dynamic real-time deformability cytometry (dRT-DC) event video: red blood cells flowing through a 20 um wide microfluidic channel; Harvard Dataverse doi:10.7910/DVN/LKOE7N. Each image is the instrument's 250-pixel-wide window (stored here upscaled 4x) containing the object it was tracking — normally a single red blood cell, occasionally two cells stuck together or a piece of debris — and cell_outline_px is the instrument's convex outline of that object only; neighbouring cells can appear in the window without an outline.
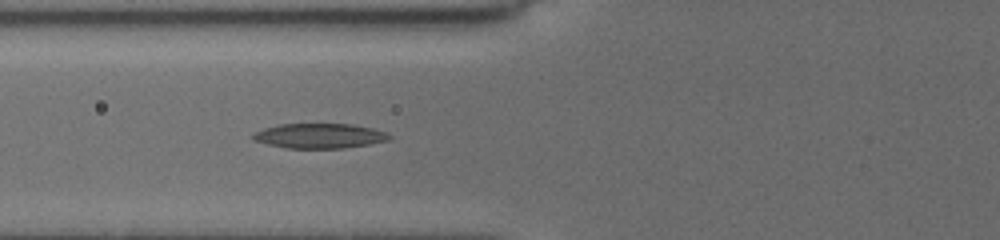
{"species": "common noctule bat (a hibernating species)", "species_latin": "Nyctalus noctula", "temperature_condition": "cold", "stored_images_in_passage": 14, "camera_frame_rate_fps": 3000, "um_per_image_px": 0.085, "animal": {"sex": "female", "body_mass_g": 19.5, "forearm_length_mm": 54.1}, "frame": {"image": 1, "passage_image": 10, "time_ms": 3.333, "image_size_px": [1000, 240], "cell_outline_px": [[392, 136], [388, 140], [368, 144], [344, 148], [288, 148], [268, 144], [252, 140], [252, 136], [256, 132], [264, 128], [280, 124], [352, 124], [372, 128], [388, 132]], "centroid_in_image_um": [27.18, 11.54], "position_along_channel_um": 98.6, "area_um2": 19.65}}
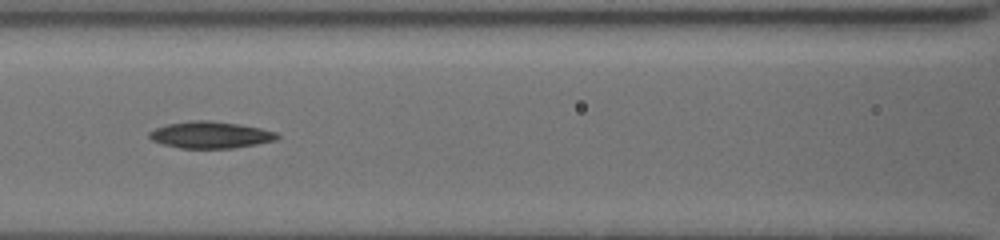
{"frame": {"image": 2, "passage_image": 12, "time_ms": 4.667, "image_size_px": [1000, 240], "cell_outline_px": [[280, 136], [276, 140], [256, 144], [232, 148], [180, 148], [164, 144], [152, 140], [148, 136], [148, 132], [156, 128], [168, 124], [192, 120], [212, 120], [240, 124], [260, 128], [276, 132]], "centroid_in_image_um": [17.89, 11.46], "position_along_channel_um": 148.7, "area_um2": 19.88}}
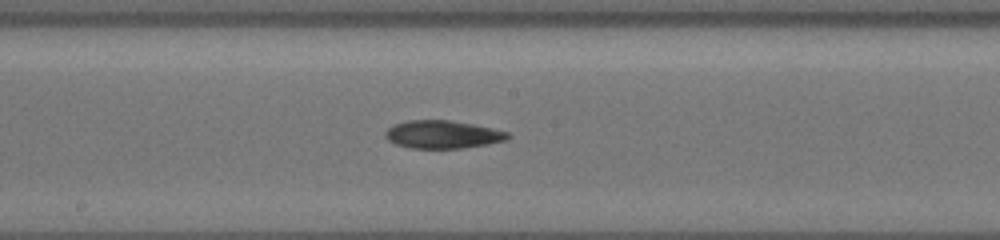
{"frame": {"image": 3, "passage_image": 14, "time_ms": 6.333, "image_size_px": [1000, 240], "cell_outline_px": [[512, 136], [504, 140], [488, 144], [464, 148], [408, 148], [396, 144], [388, 140], [384, 136], [384, 132], [392, 124], [408, 120], [448, 120], [472, 124], [492, 128], [508, 132]], "centroid_in_image_um": [37.59, 11.43], "position_along_channel_um": 210.6, "area_um2": 20.0}}